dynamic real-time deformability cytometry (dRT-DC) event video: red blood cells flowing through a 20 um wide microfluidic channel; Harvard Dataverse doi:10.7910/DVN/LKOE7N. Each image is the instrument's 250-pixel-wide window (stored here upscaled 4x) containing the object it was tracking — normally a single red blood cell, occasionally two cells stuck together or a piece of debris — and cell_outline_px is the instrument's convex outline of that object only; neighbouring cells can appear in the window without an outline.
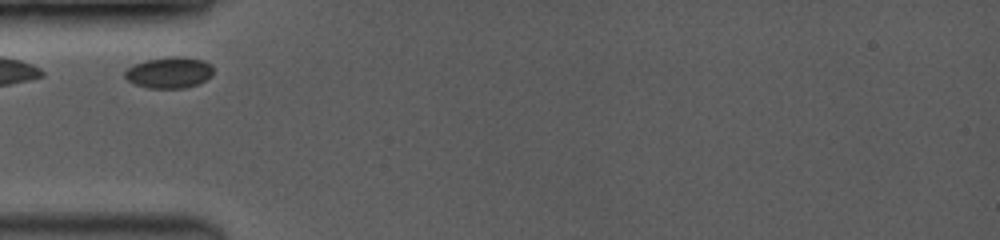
{"species": "common noctule bat (a hibernating species)", "species_latin": "Nyctalus noctula", "temperature_condition": "room temperature", "stored_images_in_passage": 31, "camera_frame_rate_fps": 3500, "um_per_image_px": 0.085, "animal": {"sex": "female", "body_mass_g": 19.0, "forearm_length_mm": 53.3}, "frame": {"image": 1, "passage_image": 1, "time_ms": 0.0, "image_size_px": [1000, 240], "cell_outline_px": [[212, 76], [196, 84], [184, 88], [148, 88], [136, 84], [128, 80], [124, 76], [124, 72], [128, 68], [136, 64], [148, 60], [172, 56], [184, 56], [204, 60], [212, 64]], "centroid_in_image_um": [14.41, 6.16], "position_along_channel_um": 70.6, "area_um2": 15.95}}
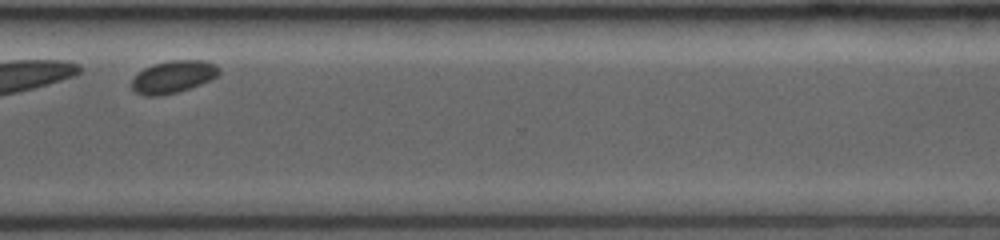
{"frame": {"image": 2, "passage_image": 27, "time_ms": 7.429, "image_size_px": [1000, 240], "cell_outline_px": [[220, 72], [216, 76], [200, 84], [176, 92], [160, 96], [148, 96], [136, 92], [132, 88], [132, 76], [144, 68], [152, 64], [168, 60], [204, 60], [216, 64], [220, 68]], "centroid_in_image_um": [14.7, 6.51], "position_along_channel_um": 355.9, "area_um2": 16.47}}